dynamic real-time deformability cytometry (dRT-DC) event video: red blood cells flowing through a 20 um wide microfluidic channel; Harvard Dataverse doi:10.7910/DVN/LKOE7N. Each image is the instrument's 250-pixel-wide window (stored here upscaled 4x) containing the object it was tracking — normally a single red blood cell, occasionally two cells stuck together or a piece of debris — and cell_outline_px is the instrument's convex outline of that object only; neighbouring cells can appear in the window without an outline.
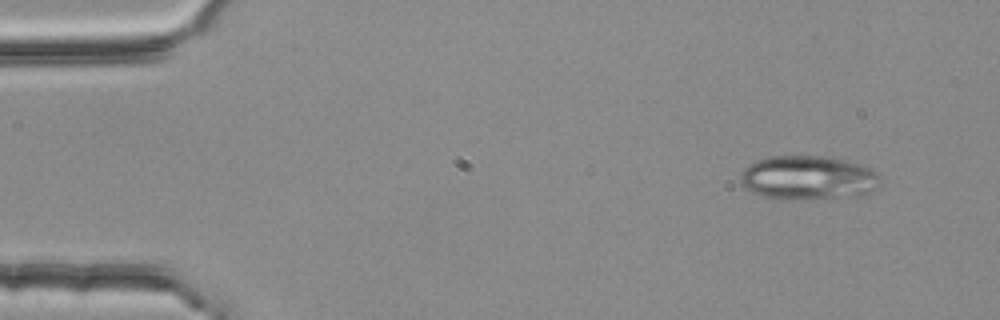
{"species": "common noctule bat (a hibernating species)", "species_latin": "Nyctalus noctula", "temperature_condition": "room temperature", "stored_images_in_passage": 4, "camera_frame_rate_fps": 3000, "um_per_image_px": 0.085, "animal": {"sex": "female", "body_mass_g": 25.1}, "frame": {"image": 1, "passage_image": 1, "time_ms": 0.0, "image_size_px": [1000, 320], "cell_outline_px": [[880, 184], [876, 188], [860, 196], [792, 200], [764, 196], [752, 192], [744, 188], [740, 184], [740, 172], [744, 168], [756, 160], [768, 156], [832, 156], [868, 168], [876, 172], [880, 176]], "centroid_in_image_um": [68.66, 15.11], "position_along_channel_um": 16.3, "area_um2": 36.13}}